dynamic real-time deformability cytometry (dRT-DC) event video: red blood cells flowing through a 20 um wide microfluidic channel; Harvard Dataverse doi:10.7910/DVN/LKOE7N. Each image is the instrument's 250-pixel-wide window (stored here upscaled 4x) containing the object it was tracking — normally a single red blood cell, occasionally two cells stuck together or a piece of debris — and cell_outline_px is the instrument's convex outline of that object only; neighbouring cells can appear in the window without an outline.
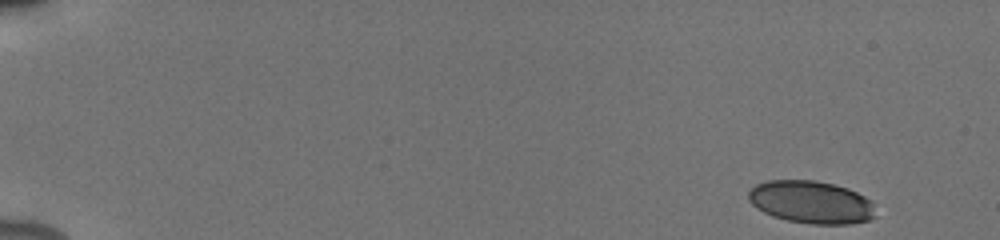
{"species": "human", "species_latin": "Homo sapiens", "temperature_condition": "cold", "stored_images_in_passage": 51, "camera_frame_rate_fps": 3000, "um_per_image_px": 0.085, "donor": {"sex": "male"}, "frame": {"image": 1, "passage_image": 1, "time_ms": 0.0, "image_size_px": [1000, 240], "cell_outline_px": [[876, 216], [868, 220], [852, 224], [812, 224], [788, 220], [772, 216], [756, 208], [748, 200], [748, 192], [756, 184], [768, 180], [812, 180], [832, 184], [848, 188], [872, 200]], "centroid_in_image_um": [68.95, 17.18], "position_along_channel_um": 16.0, "area_um2": 31.67}}
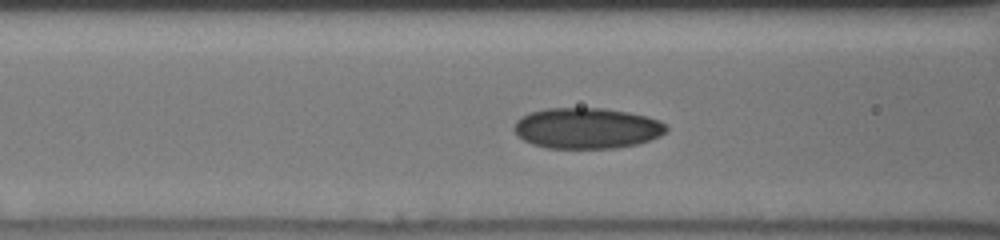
{"frame": {"image": 2, "passage_image": 21, "time_ms": 6.667, "image_size_px": [1000, 240], "cell_outline_px": [[668, 128], [660, 136], [652, 140], [636, 144], [616, 148], [544, 148], [532, 144], [524, 140], [512, 128], [516, 120], [520, 116], [528, 112], [544, 108], [604, 108], [628, 112], [648, 116], [660, 120]], "centroid_in_image_um": [49.87, 10.89], "position_along_channel_um": 116.7, "area_um2": 36.53}}
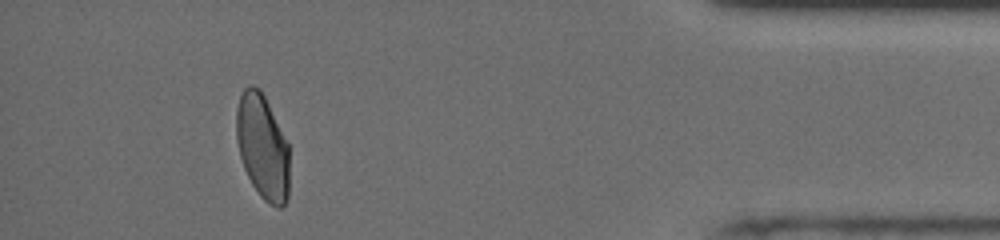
{"frame": {"image": 3, "passage_image": 47, "time_ms": 15.333, "image_size_px": [1000, 240], "cell_outline_px": [[288, 196], [284, 204], [280, 208], [268, 204], [260, 196], [252, 184], [244, 168], [240, 156], [236, 140], [236, 112], [240, 96], [244, 88], [248, 84], [252, 84], [260, 88], [288, 144]], "centroid_in_image_um": [22.29, 12.48], "position_along_channel_um": 412.9, "area_um2": 32.25}, "authors_computed_cell_mechanics": {"area_um2": 33.6396, "velocity_mm_per_s": 3.9144, "shape_relaxation_time_tau1_ms": 6.8988, "shape_relaxation_time_tau2_ms": 1.2578, "deformation_change_tau1": 0.1461, "deformation_change_tau2": 0.0561}}